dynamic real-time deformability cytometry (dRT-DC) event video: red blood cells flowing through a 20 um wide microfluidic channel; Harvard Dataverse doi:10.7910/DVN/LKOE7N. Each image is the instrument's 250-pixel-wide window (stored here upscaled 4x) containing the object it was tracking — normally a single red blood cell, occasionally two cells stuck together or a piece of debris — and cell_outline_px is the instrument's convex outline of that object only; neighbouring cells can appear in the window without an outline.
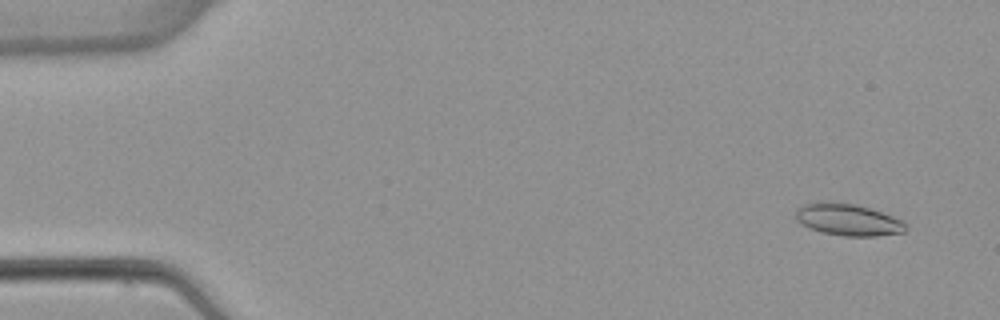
{"species": "common noctule bat (a hibernating species)", "species_latin": "Nyctalus noctula", "temperature_condition": "warm", "stored_images_in_passage": 5, "camera_frame_rate_fps": 3000, "um_per_image_px": 0.085, "animal": {"sex": "female", "body_mass_g": 22.7, "forearm_length_mm": 54.2}, "frame": {"image": 1, "passage_image": 2, "time_ms": 1.0, "image_size_px": [1000, 320], "cell_outline_px": [[908, 228], [904, 232], [876, 236], [844, 236], [820, 232], [800, 224], [796, 220], [796, 208], [800, 204], [856, 204], [904, 220], [908, 224]], "centroid_in_image_um": [72.12, 18.72], "position_along_channel_um": 12.9, "area_um2": 20.06}}
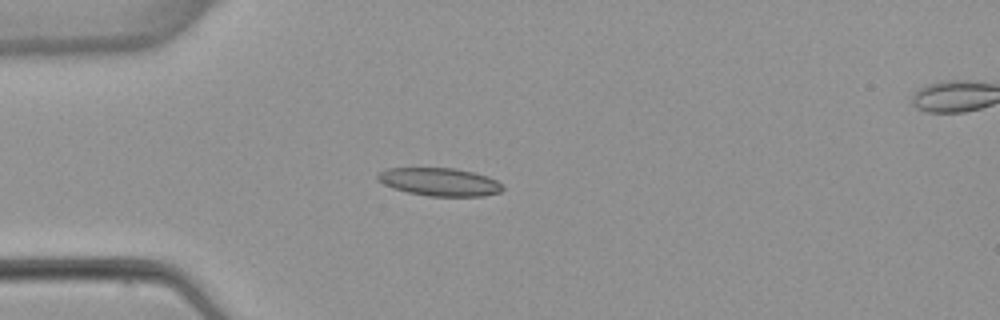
{"frame": {"image": 2, "passage_image": 4, "time_ms": 4.667, "image_size_px": [1000, 320], "cell_outline_px": [[504, 188], [500, 192], [484, 196], [428, 196], [408, 192], [392, 188], [376, 180], [376, 176], [384, 168], [456, 168], [488, 176], [496, 180]], "centroid_in_image_um": [37.34, 15.46], "position_along_channel_um": 47.7, "area_um2": 20.46}}